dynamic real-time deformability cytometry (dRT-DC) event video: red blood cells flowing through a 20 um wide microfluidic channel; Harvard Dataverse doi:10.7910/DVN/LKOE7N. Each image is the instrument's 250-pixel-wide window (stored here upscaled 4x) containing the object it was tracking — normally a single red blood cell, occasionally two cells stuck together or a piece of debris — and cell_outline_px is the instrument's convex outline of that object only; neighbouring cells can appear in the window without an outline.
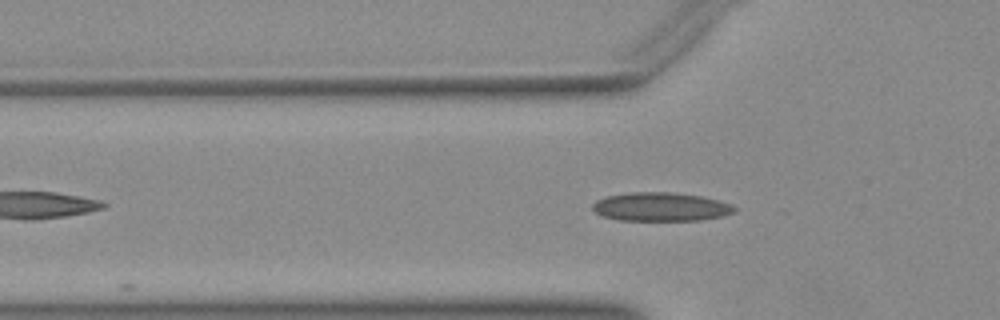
{"species": "Egyptian fruit bat (a non-hibernating species)", "species_latin": "Rousettus aegyptiacus", "temperature_condition": "warm", "stored_images_in_passage": 8, "camera_frame_rate_fps": 3000, "um_per_image_px": 0.085, "animal": {"sex": "female"}, "frame": {"image": 1, "passage_image": 3, "time_ms": 0.667, "image_size_px": [1000, 320], "cell_outline_px": [[736, 212], [724, 216], [700, 220], [620, 220], [600, 216], [592, 208], [592, 204], [596, 200], [608, 196], [632, 192], [672, 192], [700, 196], [716, 200], [728, 204], [736, 208]], "centroid_in_image_um": [56.14, 17.58], "position_along_channel_um": 69.7, "area_um2": 23.58}}
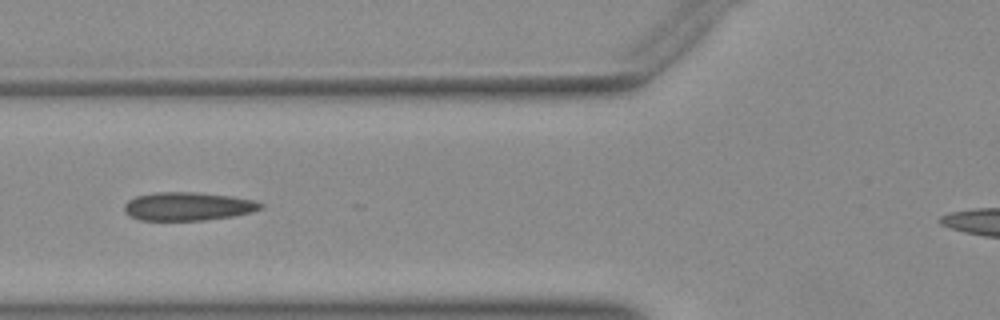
{"frame": {"image": 2, "passage_image": 6, "time_ms": 1.667, "image_size_px": [1000, 320], "cell_outline_px": [[264, 208], [252, 212], [236, 216], [204, 220], [140, 220], [128, 216], [124, 212], [124, 204], [128, 200], [136, 196], [156, 192], [192, 192], [228, 196], [256, 200], [264, 204]], "centroid_in_image_um": [15.98, 17.55], "position_along_channel_um": 109.8, "area_um2": 22.72}}